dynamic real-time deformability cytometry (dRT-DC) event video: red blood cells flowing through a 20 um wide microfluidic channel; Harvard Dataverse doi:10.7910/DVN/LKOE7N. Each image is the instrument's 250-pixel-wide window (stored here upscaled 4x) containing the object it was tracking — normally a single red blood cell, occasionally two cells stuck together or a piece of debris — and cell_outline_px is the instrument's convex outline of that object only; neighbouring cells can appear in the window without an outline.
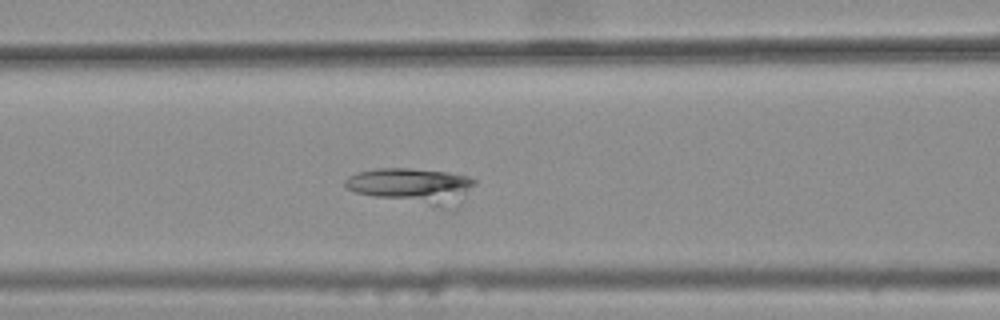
{"species": "common noctule bat (a hibernating species)", "species_latin": "Nyctalus noctula", "temperature_condition": "warm", "stored_images_in_passage": 48, "camera_frame_rate_fps": 3000, "um_per_image_px": 0.085, "animal": {"sex": "female", "body_mass_g": 25.1}, "frame": {"image": 1, "passage_image": 24, "time_ms": 7.667, "image_size_px": [1000, 320], "cell_outline_px": [[476, 184], [464, 200], [452, 212], [372, 196], [356, 192], [344, 188], [344, 180], [348, 176], [356, 172], [376, 168], [408, 168], [448, 172], [468, 176], [476, 180]], "centroid_in_image_um": [35.13, 15.85], "position_along_channel_um": 131.5, "area_um2": 28.15}}
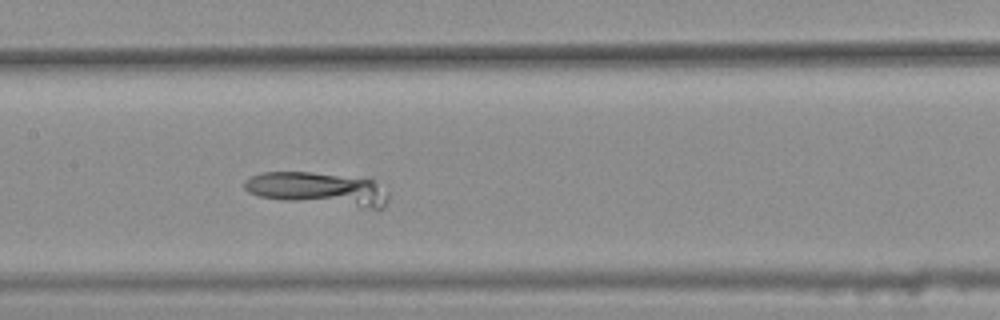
{"frame": {"image": 2, "passage_image": 28, "time_ms": 9.0, "image_size_px": [1000, 320], "cell_outline_px": [[388, 200], [384, 208], [380, 212], [284, 200], [260, 196], [248, 192], [244, 188], [244, 180], [260, 172], [312, 172], [368, 176], [388, 192]], "centroid_in_image_um": [27.21, 16.09], "position_along_channel_um": 180.2, "area_um2": 29.54}}
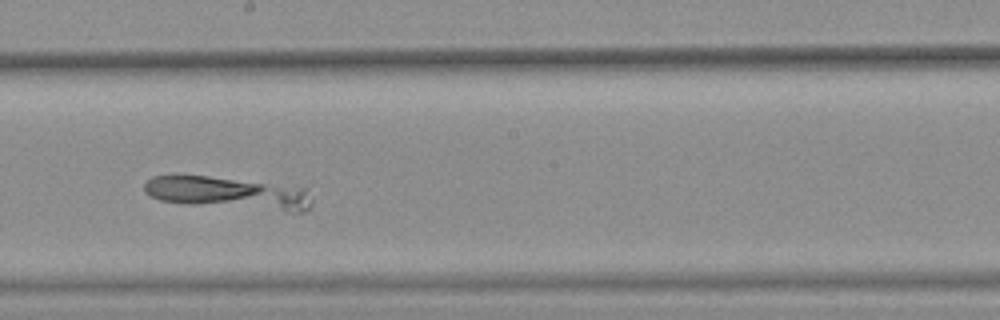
{"frame": {"image": 3, "passage_image": 32, "time_ms": 10.333, "image_size_px": [1000, 320], "cell_outline_px": [[312, 204], [304, 212], [288, 212], [188, 204], [160, 200], [148, 196], [144, 192], [144, 184], [152, 176], [208, 176], [308, 188], [312, 196]], "centroid_in_image_um": [19.44, 16.43], "position_along_channel_um": 228.8, "area_um2": 31.79}}